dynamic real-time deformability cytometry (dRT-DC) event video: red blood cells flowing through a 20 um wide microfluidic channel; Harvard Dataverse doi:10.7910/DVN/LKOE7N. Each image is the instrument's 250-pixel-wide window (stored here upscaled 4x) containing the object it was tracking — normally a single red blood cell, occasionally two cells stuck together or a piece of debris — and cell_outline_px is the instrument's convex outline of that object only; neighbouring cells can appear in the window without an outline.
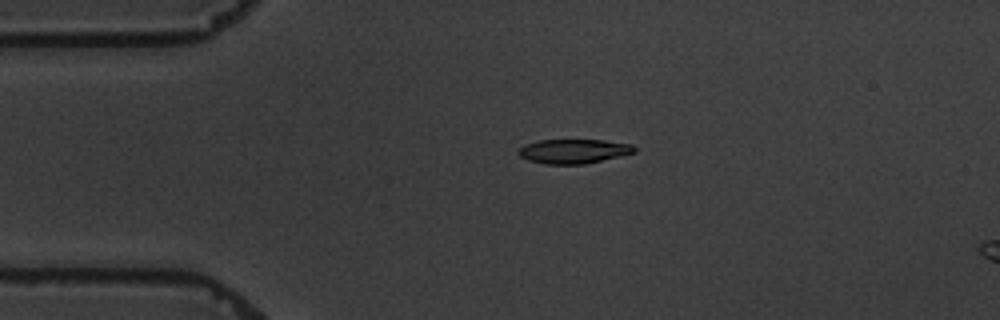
{"species": "common noctule bat (a hibernating species)", "species_latin": "Nyctalus noctula", "temperature_condition": "warm", "stored_images_in_passage": 5, "camera_frame_rate_fps": 3000, "um_per_image_px": 0.085, "animal": {"sex": "male", "body_mass_g": 19.5, "forearm_length_mm": 54.6}, "frame": {"image": 1, "passage_image": 3, "time_ms": 3.333, "image_size_px": [1000, 320], "cell_outline_px": [[636, 152], [584, 164], [544, 164], [528, 160], [520, 156], [516, 152], [524, 144], [540, 140], [604, 140], [632, 144], [636, 148]], "centroid_in_image_um": [48.74, 12.85], "position_along_channel_um": 36.3, "area_um2": 16.42}}